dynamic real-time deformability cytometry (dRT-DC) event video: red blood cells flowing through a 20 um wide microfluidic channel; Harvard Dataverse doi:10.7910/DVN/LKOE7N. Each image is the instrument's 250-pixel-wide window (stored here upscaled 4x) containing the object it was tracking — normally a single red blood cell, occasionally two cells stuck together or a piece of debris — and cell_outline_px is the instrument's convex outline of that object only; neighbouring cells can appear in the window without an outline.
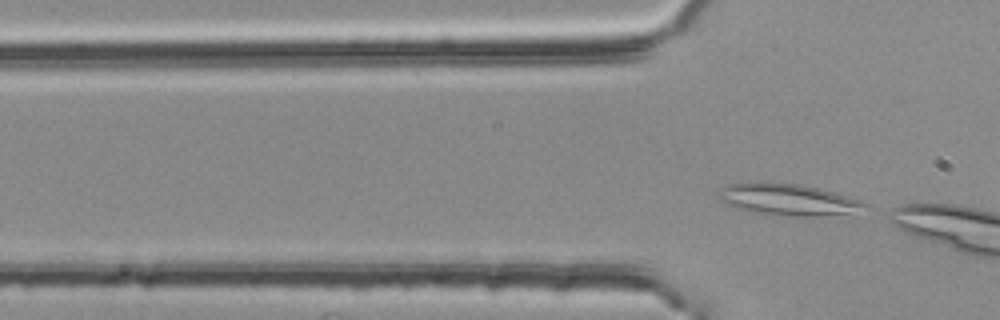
{"species": "common noctule bat (a hibernating species)", "species_latin": "Nyctalus noctula", "temperature_condition": "room temperature", "stored_images_in_passage": 4, "camera_frame_rate_fps": 3000, "um_per_image_px": 0.085, "animal": {"sex": "female", "body_mass_g": 25.1}, "frame": {"image": 1, "passage_image": 4, "time_ms": 1.0, "image_size_px": [1000, 320], "cell_outline_px": [[868, 208], [848, 212], [824, 216], [768, 216], [736, 208], [720, 200], [716, 196], [716, 192], [728, 184], [748, 180], [760, 180], [800, 184], [820, 188], [836, 192], [860, 200], [868, 204]], "centroid_in_image_um": [66.88, 16.93], "position_along_channel_um": 58.9, "area_um2": 27.86}}